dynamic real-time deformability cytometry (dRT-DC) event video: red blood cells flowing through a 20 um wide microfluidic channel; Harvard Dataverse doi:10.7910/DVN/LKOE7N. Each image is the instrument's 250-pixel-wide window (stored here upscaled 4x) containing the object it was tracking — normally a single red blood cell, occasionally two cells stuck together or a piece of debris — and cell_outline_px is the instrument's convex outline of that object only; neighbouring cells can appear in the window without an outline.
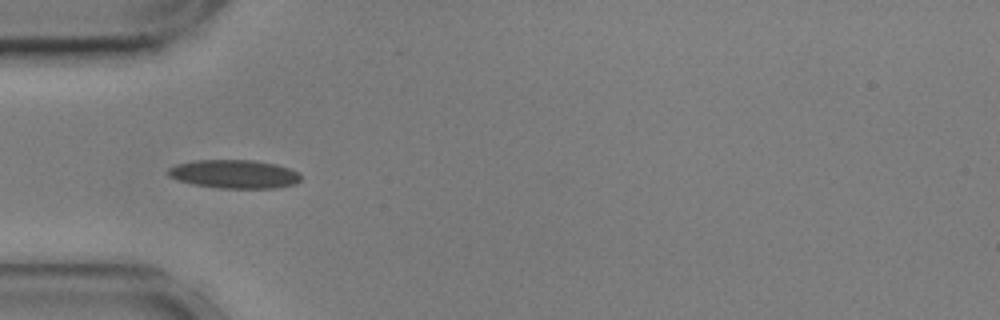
{"species": "common noctule bat (a hibernating species)", "species_latin": "Nyctalus noctula", "temperature_condition": "cold", "stored_images_in_passage": 28, "camera_frame_rate_fps": 3000, "um_per_image_px": 0.085, "animal": {"sex": "male", "body_mass_g": 17.9, "forearm_length_mm": 54.2}, "frame": {"image": 1, "passage_image": 5, "time_ms": 1.333, "image_size_px": [1000, 320], "cell_outline_px": [[300, 180], [296, 184], [276, 188], [220, 188], [192, 184], [176, 180], [168, 176], [168, 168], [176, 164], [192, 160], [256, 160], [276, 164], [288, 168], [296, 172], [300, 176]], "centroid_in_image_um": [19.87, 14.79], "position_along_channel_um": 65.1, "area_um2": 22.2}}